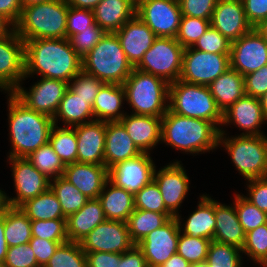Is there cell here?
<instances>
[{
    "label": "cell",
    "instance_id": "obj_1",
    "mask_svg": "<svg viewBox=\"0 0 267 267\" xmlns=\"http://www.w3.org/2000/svg\"><path fill=\"white\" fill-rule=\"evenodd\" d=\"M82 70V59L69 39H31L25 41V77L42 76L70 82Z\"/></svg>",
    "mask_w": 267,
    "mask_h": 267
},
{
    "label": "cell",
    "instance_id": "obj_2",
    "mask_svg": "<svg viewBox=\"0 0 267 267\" xmlns=\"http://www.w3.org/2000/svg\"><path fill=\"white\" fill-rule=\"evenodd\" d=\"M8 94V123L12 144L8 157H27L49 142L54 121L45 114L28 109L12 93Z\"/></svg>",
    "mask_w": 267,
    "mask_h": 267
},
{
    "label": "cell",
    "instance_id": "obj_3",
    "mask_svg": "<svg viewBox=\"0 0 267 267\" xmlns=\"http://www.w3.org/2000/svg\"><path fill=\"white\" fill-rule=\"evenodd\" d=\"M220 129L207 120L177 115L169 109L162 116L161 141L187 154L219 147Z\"/></svg>",
    "mask_w": 267,
    "mask_h": 267
},
{
    "label": "cell",
    "instance_id": "obj_4",
    "mask_svg": "<svg viewBox=\"0 0 267 267\" xmlns=\"http://www.w3.org/2000/svg\"><path fill=\"white\" fill-rule=\"evenodd\" d=\"M68 9L66 0H51L24 7L15 31L24 42L66 38Z\"/></svg>",
    "mask_w": 267,
    "mask_h": 267
},
{
    "label": "cell",
    "instance_id": "obj_5",
    "mask_svg": "<svg viewBox=\"0 0 267 267\" xmlns=\"http://www.w3.org/2000/svg\"><path fill=\"white\" fill-rule=\"evenodd\" d=\"M122 85L132 114L162 117L168 110L169 83L163 78L133 68Z\"/></svg>",
    "mask_w": 267,
    "mask_h": 267
},
{
    "label": "cell",
    "instance_id": "obj_6",
    "mask_svg": "<svg viewBox=\"0 0 267 267\" xmlns=\"http://www.w3.org/2000/svg\"><path fill=\"white\" fill-rule=\"evenodd\" d=\"M82 70L104 83L123 84L133 66L127 60L115 33H105L97 45L82 59Z\"/></svg>",
    "mask_w": 267,
    "mask_h": 267
},
{
    "label": "cell",
    "instance_id": "obj_7",
    "mask_svg": "<svg viewBox=\"0 0 267 267\" xmlns=\"http://www.w3.org/2000/svg\"><path fill=\"white\" fill-rule=\"evenodd\" d=\"M168 109L182 116L213 122L219 129L223 113L208 86L177 80L169 84Z\"/></svg>",
    "mask_w": 267,
    "mask_h": 267
},
{
    "label": "cell",
    "instance_id": "obj_8",
    "mask_svg": "<svg viewBox=\"0 0 267 267\" xmlns=\"http://www.w3.org/2000/svg\"><path fill=\"white\" fill-rule=\"evenodd\" d=\"M222 129L218 145L224 146L239 174L246 180L267 177V136L239 135L229 138Z\"/></svg>",
    "mask_w": 267,
    "mask_h": 267
},
{
    "label": "cell",
    "instance_id": "obj_9",
    "mask_svg": "<svg viewBox=\"0 0 267 267\" xmlns=\"http://www.w3.org/2000/svg\"><path fill=\"white\" fill-rule=\"evenodd\" d=\"M184 47L170 37H156L136 69L163 78L169 84L179 80Z\"/></svg>",
    "mask_w": 267,
    "mask_h": 267
},
{
    "label": "cell",
    "instance_id": "obj_10",
    "mask_svg": "<svg viewBox=\"0 0 267 267\" xmlns=\"http://www.w3.org/2000/svg\"><path fill=\"white\" fill-rule=\"evenodd\" d=\"M229 55L184 48L179 80L208 86L230 68Z\"/></svg>",
    "mask_w": 267,
    "mask_h": 267
},
{
    "label": "cell",
    "instance_id": "obj_11",
    "mask_svg": "<svg viewBox=\"0 0 267 267\" xmlns=\"http://www.w3.org/2000/svg\"><path fill=\"white\" fill-rule=\"evenodd\" d=\"M136 15L156 37L177 36L182 17L177 0H136Z\"/></svg>",
    "mask_w": 267,
    "mask_h": 267
},
{
    "label": "cell",
    "instance_id": "obj_12",
    "mask_svg": "<svg viewBox=\"0 0 267 267\" xmlns=\"http://www.w3.org/2000/svg\"><path fill=\"white\" fill-rule=\"evenodd\" d=\"M69 88V83L62 80L41 78L29 91L19 85L11 93L28 109L45 114L53 119L60 101Z\"/></svg>",
    "mask_w": 267,
    "mask_h": 267
},
{
    "label": "cell",
    "instance_id": "obj_13",
    "mask_svg": "<svg viewBox=\"0 0 267 267\" xmlns=\"http://www.w3.org/2000/svg\"><path fill=\"white\" fill-rule=\"evenodd\" d=\"M25 42L15 29L0 37V88L11 93L25 78Z\"/></svg>",
    "mask_w": 267,
    "mask_h": 267
},
{
    "label": "cell",
    "instance_id": "obj_14",
    "mask_svg": "<svg viewBox=\"0 0 267 267\" xmlns=\"http://www.w3.org/2000/svg\"><path fill=\"white\" fill-rule=\"evenodd\" d=\"M155 169L150 153L142 152L108 169V180L135 195L154 179Z\"/></svg>",
    "mask_w": 267,
    "mask_h": 267
},
{
    "label": "cell",
    "instance_id": "obj_15",
    "mask_svg": "<svg viewBox=\"0 0 267 267\" xmlns=\"http://www.w3.org/2000/svg\"><path fill=\"white\" fill-rule=\"evenodd\" d=\"M84 252L124 253L135 244L132 242L127 223L105 220L97 225L81 242Z\"/></svg>",
    "mask_w": 267,
    "mask_h": 267
},
{
    "label": "cell",
    "instance_id": "obj_16",
    "mask_svg": "<svg viewBox=\"0 0 267 267\" xmlns=\"http://www.w3.org/2000/svg\"><path fill=\"white\" fill-rule=\"evenodd\" d=\"M12 165V175L16 197L9 198L11 207H20L50 188L51 179L36 169L26 157H8Z\"/></svg>",
    "mask_w": 267,
    "mask_h": 267
},
{
    "label": "cell",
    "instance_id": "obj_17",
    "mask_svg": "<svg viewBox=\"0 0 267 267\" xmlns=\"http://www.w3.org/2000/svg\"><path fill=\"white\" fill-rule=\"evenodd\" d=\"M180 226L176 217L145 236L137 246L142 250L148 267H160L177 253Z\"/></svg>",
    "mask_w": 267,
    "mask_h": 267
},
{
    "label": "cell",
    "instance_id": "obj_18",
    "mask_svg": "<svg viewBox=\"0 0 267 267\" xmlns=\"http://www.w3.org/2000/svg\"><path fill=\"white\" fill-rule=\"evenodd\" d=\"M230 68L245 76L267 64V41L253 28L232 42Z\"/></svg>",
    "mask_w": 267,
    "mask_h": 267
},
{
    "label": "cell",
    "instance_id": "obj_19",
    "mask_svg": "<svg viewBox=\"0 0 267 267\" xmlns=\"http://www.w3.org/2000/svg\"><path fill=\"white\" fill-rule=\"evenodd\" d=\"M161 192L166 209L176 217L179 207L189 190V177L180 161L164 166L158 172L155 169L154 179Z\"/></svg>",
    "mask_w": 267,
    "mask_h": 267
},
{
    "label": "cell",
    "instance_id": "obj_20",
    "mask_svg": "<svg viewBox=\"0 0 267 267\" xmlns=\"http://www.w3.org/2000/svg\"><path fill=\"white\" fill-rule=\"evenodd\" d=\"M211 26L230 42L240 39L253 29L247 20L242 0H218L213 10Z\"/></svg>",
    "mask_w": 267,
    "mask_h": 267
},
{
    "label": "cell",
    "instance_id": "obj_21",
    "mask_svg": "<svg viewBox=\"0 0 267 267\" xmlns=\"http://www.w3.org/2000/svg\"><path fill=\"white\" fill-rule=\"evenodd\" d=\"M115 34L133 68L139 64L156 38L154 32L136 14Z\"/></svg>",
    "mask_w": 267,
    "mask_h": 267
},
{
    "label": "cell",
    "instance_id": "obj_22",
    "mask_svg": "<svg viewBox=\"0 0 267 267\" xmlns=\"http://www.w3.org/2000/svg\"><path fill=\"white\" fill-rule=\"evenodd\" d=\"M73 128L77 136V162L105 165L106 122L94 120Z\"/></svg>",
    "mask_w": 267,
    "mask_h": 267
},
{
    "label": "cell",
    "instance_id": "obj_23",
    "mask_svg": "<svg viewBox=\"0 0 267 267\" xmlns=\"http://www.w3.org/2000/svg\"><path fill=\"white\" fill-rule=\"evenodd\" d=\"M266 121L259 98L244 95L223 112L222 125L236 124L245 132L240 135H265L259 128Z\"/></svg>",
    "mask_w": 267,
    "mask_h": 267
},
{
    "label": "cell",
    "instance_id": "obj_24",
    "mask_svg": "<svg viewBox=\"0 0 267 267\" xmlns=\"http://www.w3.org/2000/svg\"><path fill=\"white\" fill-rule=\"evenodd\" d=\"M62 177L89 199H96L108 181L105 165L74 162L65 166Z\"/></svg>",
    "mask_w": 267,
    "mask_h": 267
},
{
    "label": "cell",
    "instance_id": "obj_25",
    "mask_svg": "<svg viewBox=\"0 0 267 267\" xmlns=\"http://www.w3.org/2000/svg\"><path fill=\"white\" fill-rule=\"evenodd\" d=\"M141 152L149 153L161 141L162 117L125 114L119 121Z\"/></svg>",
    "mask_w": 267,
    "mask_h": 267
},
{
    "label": "cell",
    "instance_id": "obj_26",
    "mask_svg": "<svg viewBox=\"0 0 267 267\" xmlns=\"http://www.w3.org/2000/svg\"><path fill=\"white\" fill-rule=\"evenodd\" d=\"M140 153L119 121L106 122L104 161L107 169Z\"/></svg>",
    "mask_w": 267,
    "mask_h": 267
},
{
    "label": "cell",
    "instance_id": "obj_27",
    "mask_svg": "<svg viewBox=\"0 0 267 267\" xmlns=\"http://www.w3.org/2000/svg\"><path fill=\"white\" fill-rule=\"evenodd\" d=\"M106 219L98 198L89 199L76 213L66 218V233L69 241L80 243L97 225Z\"/></svg>",
    "mask_w": 267,
    "mask_h": 267
},
{
    "label": "cell",
    "instance_id": "obj_28",
    "mask_svg": "<svg viewBox=\"0 0 267 267\" xmlns=\"http://www.w3.org/2000/svg\"><path fill=\"white\" fill-rule=\"evenodd\" d=\"M93 12L95 23L105 33H116L136 14V0H102Z\"/></svg>",
    "mask_w": 267,
    "mask_h": 267
},
{
    "label": "cell",
    "instance_id": "obj_29",
    "mask_svg": "<svg viewBox=\"0 0 267 267\" xmlns=\"http://www.w3.org/2000/svg\"><path fill=\"white\" fill-rule=\"evenodd\" d=\"M233 205L227 206L215 201L216 225L213 240L242 249L245 243V232L239 222L235 204Z\"/></svg>",
    "mask_w": 267,
    "mask_h": 267
},
{
    "label": "cell",
    "instance_id": "obj_30",
    "mask_svg": "<svg viewBox=\"0 0 267 267\" xmlns=\"http://www.w3.org/2000/svg\"><path fill=\"white\" fill-rule=\"evenodd\" d=\"M198 203L197 209L183 223L184 228L181 225V216H176L180 226V232L190 236L213 240L216 225L215 200L203 194L200 196Z\"/></svg>",
    "mask_w": 267,
    "mask_h": 267
},
{
    "label": "cell",
    "instance_id": "obj_31",
    "mask_svg": "<svg viewBox=\"0 0 267 267\" xmlns=\"http://www.w3.org/2000/svg\"><path fill=\"white\" fill-rule=\"evenodd\" d=\"M125 99V90L122 84L104 83L93 103L94 119L97 121H120L126 114L120 110Z\"/></svg>",
    "mask_w": 267,
    "mask_h": 267
},
{
    "label": "cell",
    "instance_id": "obj_32",
    "mask_svg": "<svg viewBox=\"0 0 267 267\" xmlns=\"http://www.w3.org/2000/svg\"><path fill=\"white\" fill-rule=\"evenodd\" d=\"M98 199L107 220L126 222L135 209L134 195L123 188L116 187L109 180L105 183Z\"/></svg>",
    "mask_w": 267,
    "mask_h": 267
},
{
    "label": "cell",
    "instance_id": "obj_33",
    "mask_svg": "<svg viewBox=\"0 0 267 267\" xmlns=\"http://www.w3.org/2000/svg\"><path fill=\"white\" fill-rule=\"evenodd\" d=\"M222 113L245 95L244 76L229 68L208 85Z\"/></svg>",
    "mask_w": 267,
    "mask_h": 267
},
{
    "label": "cell",
    "instance_id": "obj_34",
    "mask_svg": "<svg viewBox=\"0 0 267 267\" xmlns=\"http://www.w3.org/2000/svg\"><path fill=\"white\" fill-rule=\"evenodd\" d=\"M93 118V107L68 88L60 101L53 121L54 125H58V120L62 119L64 127H74L76 125L92 122L95 120Z\"/></svg>",
    "mask_w": 267,
    "mask_h": 267
},
{
    "label": "cell",
    "instance_id": "obj_35",
    "mask_svg": "<svg viewBox=\"0 0 267 267\" xmlns=\"http://www.w3.org/2000/svg\"><path fill=\"white\" fill-rule=\"evenodd\" d=\"M172 217L174 216L171 213H158L135 208L126 221L132 242L137 245L145 236L160 228Z\"/></svg>",
    "mask_w": 267,
    "mask_h": 267
},
{
    "label": "cell",
    "instance_id": "obj_36",
    "mask_svg": "<svg viewBox=\"0 0 267 267\" xmlns=\"http://www.w3.org/2000/svg\"><path fill=\"white\" fill-rule=\"evenodd\" d=\"M4 236L8 247L27 244L32 238L31 220L19 207L4 213Z\"/></svg>",
    "mask_w": 267,
    "mask_h": 267
},
{
    "label": "cell",
    "instance_id": "obj_37",
    "mask_svg": "<svg viewBox=\"0 0 267 267\" xmlns=\"http://www.w3.org/2000/svg\"><path fill=\"white\" fill-rule=\"evenodd\" d=\"M19 208H21L30 220L66 218L62 212L59 200L51 188L35 198L29 199Z\"/></svg>",
    "mask_w": 267,
    "mask_h": 267
},
{
    "label": "cell",
    "instance_id": "obj_38",
    "mask_svg": "<svg viewBox=\"0 0 267 267\" xmlns=\"http://www.w3.org/2000/svg\"><path fill=\"white\" fill-rule=\"evenodd\" d=\"M50 188L59 200L62 212L67 218L79 211L89 200L75 185L62 176L51 179Z\"/></svg>",
    "mask_w": 267,
    "mask_h": 267
},
{
    "label": "cell",
    "instance_id": "obj_39",
    "mask_svg": "<svg viewBox=\"0 0 267 267\" xmlns=\"http://www.w3.org/2000/svg\"><path fill=\"white\" fill-rule=\"evenodd\" d=\"M49 143L65 166L77 162V136L73 127L54 125L50 132Z\"/></svg>",
    "mask_w": 267,
    "mask_h": 267
},
{
    "label": "cell",
    "instance_id": "obj_40",
    "mask_svg": "<svg viewBox=\"0 0 267 267\" xmlns=\"http://www.w3.org/2000/svg\"><path fill=\"white\" fill-rule=\"evenodd\" d=\"M26 158L36 169L49 179H54L63 175L65 165L54 152L49 142L30 153Z\"/></svg>",
    "mask_w": 267,
    "mask_h": 267
},
{
    "label": "cell",
    "instance_id": "obj_41",
    "mask_svg": "<svg viewBox=\"0 0 267 267\" xmlns=\"http://www.w3.org/2000/svg\"><path fill=\"white\" fill-rule=\"evenodd\" d=\"M211 241L212 240L190 236L180 232L177 254L181 255L192 266L203 264L206 262Z\"/></svg>",
    "mask_w": 267,
    "mask_h": 267
},
{
    "label": "cell",
    "instance_id": "obj_42",
    "mask_svg": "<svg viewBox=\"0 0 267 267\" xmlns=\"http://www.w3.org/2000/svg\"><path fill=\"white\" fill-rule=\"evenodd\" d=\"M44 267H88L80 243L68 241L58 246Z\"/></svg>",
    "mask_w": 267,
    "mask_h": 267
},
{
    "label": "cell",
    "instance_id": "obj_43",
    "mask_svg": "<svg viewBox=\"0 0 267 267\" xmlns=\"http://www.w3.org/2000/svg\"><path fill=\"white\" fill-rule=\"evenodd\" d=\"M241 252L236 246L212 240L205 263L209 267H242Z\"/></svg>",
    "mask_w": 267,
    "mask_h": 267
},
{
    "label": "cell",
    "instance_id": "obj_44",
    "mask_svg": "<svg viewBox=\"0 0 267 267\" xmlns=\"http://www.w3.org/2000/svg\"><path fill=\"white\" fill-rule=\"evenodd\" d=\"M233 204L245 234L267 223V213L253 205L243 194H236Z\"/></svg>",
    "mask_w": 267,
    "mask_h": 267
},
{
    "label": "cell",
    "instance_id": "obj_45",
    "mask_svg": "<svg viewBox=\"0 0 267 267\" xmlns=\"http://www.w3.org/2000/svg\"><path fill=\"white\" fill-rule=\"evenodd\" d=\"M211 21L190 16H182L175 39L184 47H192L209 29Z\"/></svg>",
    "mask_w": 267,
    "mask_h": 267
},
{
    "label": "cell",
    "instance_id": "obj_46",
    "mask_svg": "<svg viewBox=\"0 0 267 267\" xmlns=\"http://www.w3.org/2000/svg\"><path fill=\"white\" fill-rule=\"evenodd\" d=\"M242 254L259 264L267 256V223L245 234Z\"/></svg>",
    "mask_w": 267,
    "mask_h": 267
},
{
    "label": "cell",
    "instance_id": "obj_47",
    "mask_svg": "<svg viewBox=\"0 0 267 267\" xmlns=\"http://www.w3.org/2000/svg\"><path fill=\"white\" fill-rule=\"evenodd\" d=\"M134 208L158 213H170L164 205L161 192L154 180L134 195Z\"/></svg>",
    "mask_w": 267,
    "mask_h": 267
},
{
    "label": "cell",
    "instance_id": "obj_48",
    "mask_svg": "<svg viewBox=\"0 0 267 267\" xmlns=\"http://www.w3.org/2000/svg\"><path fill=\"white\" fill-rule=\"evenodd\" d=\"M32 237L50 241H69L66 233V218L31 220Z\"/></svg>",
    "mask_w": 267,
    "mask_h": 267
},
{
    "label": "cell",
    "instance_id": "obj_49",
    "mask_svg": "<svg viewBox=\"0 0 267 267\" xmlns=\"http://www.w3.org/2000/svg\"><path fill=\"white\" fill-rule=\"evenodd\" d=\"M73 81V82H72ZM104 84L95 76L81 70L70 82L69 88L80 98L93 106L101 86Z\"/></svg>",
    "mask_w": 267,
    "mask_h": 267
},
{
    "label": "cell",
    "instance_id": "obj_50",
    "mask_svg": "<svg viewBox=\"0 0 267 267\" xmlns=\"http://www.w3.org/2000/svg\"><path fill=\"white\" fill-rule=\"evenodd\" d=\"M231 44L232 42L210 26L192 48L207 53L230 54Z\"/></svg>",
    "mask_w": 267,
    "mask_h": 267
},
{
    "label": "cell",
    "instance_id": "obj_51",
    "mask_svg": "<svg viewBox=\"0 0 267 267\" xmlns=\"http://www.w3.org/2000/svg\"><path fill=\"white\" fill-rule=\"evenodd\" d=\"M105 32L99 26H89L82 33L69 38L73 50L83 59L101 40Z\"/></svg>",
    "mask_w": 267,
    "mask_h": 267
},
{
    "label": "cell",
    "instance_id": "obj_52",
    "mask_svg": "<svg viewBox=\"0 0 267 267\" xmlns=\"http://www.w3.org/2000/svg\"><path fill=\"white\" fill-rule=\"evenodd\" d=\"M89 26H98L95 23L94 12L69 6L67 13L66 38L82 33Z\"/></svg>",
    "mask_w": 267,
    "mask_h": 267
},
{
    "label": "cell",
    "instance_id": "obj_53",
    "mask_svg": "<svg viewBox=\"0 0 267 267\" xmlns=\"http://www.w3.org/2000/svg\"><path fill=\"white\" fill-rule=\"evenodd\" d=\"M5 267H40L29 243L8 247Z\"/></svg>",
    "mask_w": 267,
    "mask_h": 267
},
{
    "label": "cell",
    "instance_id": "obj_54",
    "mask_svg": "<svg viewBox=\"0 0 267 267\" xmlns=\"http://www.w3.org/2000/svg\"><path fill=\"white\" fill-rule=\"evenodd\" d=\"M218 0H179L182 16L210 20Z\"/></svg>",
    "mask_w": 267,
    "mask_h": 267
},
{
    "label": "cell",
    "instance_id": "obj_55",
    "mask_svg": "<svg viewBox=\"0 0 267 267\" xmlns=\"http://www.w3.org/2000/svg\"><path fill=\"white\" fill-rule=\"evenodd\" d=\"M245 95L260 98L267 92V64L244 76Z\"/></svg>",
    "mask_w": 267,
    "mask_h": 267
},
{
    "label": "cell",
    "instance_id": "obj_56",
    "mask_svg": "<svg viewBox=\"0 0 267 267\" xmlns=\"http://www.w3.org/2000/svg\"><path fill=\"white\" fill-rule=\"evenodd\" d=\"M248 183L246 189L249 193L245 198L267 213V177L249 179Z\"/></svg>",
    "mask_w": 267,
    "mask_h": 267
},
{
    "label": "cell",
    "instance_id": "obj_57",
    "mask_svg": "<svg viewBox=\"0 0 267 267\" xmlns=\"http://www.w3.org/2000/svg\"><path fill=\"white\" fill-rule=\"evenodd\" d=\"M65 242L68 241H50L43 238L32 237L29 244L33 249L38 265L44 267L55 253L58 246Z\"/></svg>",
    "mask_w": 267,
    "mask_h": 267
},
{
    "label": "cell",
    "instance_id": "obj_58",
    "mask_svg": "<svg viewBox=\"0 0 267 267\" xmlns=\"http://www.w3.org/2000/svg\"><path fill=\"white\" fill-rule=\"evenodd\" d=\"M247 20L254 28L267 19V0H242Z\"/></svg>",
    "mask_w": 267,
    "mask_h": 267
},
{
    "label": "cell",
    "instance_id": "obj_59",
    "mask_svg": "<svg viewBox=\"0 0 267 267\" xmlns=\"http://www.w3.org/2000/svg\"><path fill=\"white\" fill-rule=\"evenodd\" d=\"M88 267H118L121 254L111 252H85Z\"/></svg>",
    "mask_w": 267,
    "mask_h": 267
},
{
    "label": "cell",
    "instance_id": "obj_60",
    "mask_svg": "<svg viewBox=\"0 0 267 267\" xmlns=\"http://www.w3.org/2000/svg\"><path fill=\"white\" fill-rule=\"evenodd\" d=\"M118 267H148L142 250L134 245L130 250L121 254Z\"/></svg>",
    "mask_w": 267,
    "mask_h": 267
},
{
    "label": "cell",
    "instance_id": "obj_61",
    "mask_svg": "<svg viewBox=\"0 0 267 267\" xmlns=\"http://www.w3.org/2000/svg\"><path fill=\"white\" fill-rule=\"evenodd\" d=\"M22 5L20 0H0V14L7 18L14 26L20 19Z\"/></svg>",
    "mask_w": 267,
    "mask_h": 267
},
{
    "label": "cell",
    "instance_id": "obj_62",
    "mask_svg": "<svg viewBox=\"0 0 267 267\" xmlns=\"http://www.w3.org/2000/svg\"><path fill=\"white\" fill-rule=\"evenodd\" d=\"M101 1L102 0H66L69 6L92 11Z\"/></svg>",
    "mask_w": 267,
    "mask_h": 267
},
{
    "label": "cell",
    "instance_id": "obj_63",
    "mask_svg": "<svg viewBox=\"0 0 267 267\" xmlns=\"http://www.w3.org/2000/svg\"><path fill=\"white\" fill-rule=\"evenodd\" d=\"M160 267H194L188 261H186L181 255H172L165 263Z\"/></svg>",
    "mask_w": 267,
    "mask_h": 267
},
{
    "label": "cell",
    "instance_id": "obj_64",
    "mask_svg": "<svg viewBox=\"0 0 267 267\" xmlns=\"http://www.w3.org/2000/svg\"><path fill=\"white\" fill-rule=\"evenodd\" d=\"M8 245L4 236V214L0 216V263H4Z\"/></svg>",
    "mask_w": 267,
    "mask_h": 267
},
{
    "label": "cell",
    "instance_id": "obj_65",
    "mask_svg": "<svg viewBox=\"0 0 267 267\" xmlns=\"http://www.w3.org/2000/svg\"><path fill=\"white\" fill-rule=\"evenodd\" d=\"M14 29L15 26L0 14V37L9 35Z\"/></svg>",
    "mask_w": 267,
    "mask_h": 267
},
{
    "label": "cell",
    "instance_id": "obj_66",
    "mask_svg": "<svg viewBox=\"0 0 267 267\" xmlns=\"http://www.w3.org/2000/svg\"><path fill=\"white\" fill-rule=\"evenodd\" d=\"M10 207L8 202V195L0 190V216H2Z\"/></svg>",
    "mask_w": 267,
    "mask_h": 267
},
{
    "label": "cell",
    "instance_id": "obj_67",
    "mask_svg": "<svg viewBox=\"0 0 267 267\" xmlns=\"http://www.w3.org/2000/svg\"><path fill=\"white\" fill-rule=\"evenodd\" d=\"M254 29L267 41V19L261 21Z\"/></svg>",
    "mask_w": 267,
    "mask_h": 267
},
{
    "label": "cell",
    "instance_id": "obj_68",
    "mask_svg": "<svg viewBox=\"0 0 267 267\" xmlns=\"http://www.w3.org/2000/svg\"><path fill=\"white\" fill-rule=\"evenodd\" d=\"M47 1H51V0H20L22 8L35 5V4L44 3Z\"/></svg>",
    "mask_w": 267,
    "mask_h": 267
},
{
    "label": "cell",
    "instance_id": "obj_69",
    "mask_svg": "<svg viewBox=\"0 0 267 267\" xmlns=\"http://www.w3.org/2000/svg\"><path fill=\"white\" fill-rule=\"evenodd\" d=\"M260 104H261V108L263 110V113L265 115V117L267 118V92L265 94H263L260 98H259Z\"/></svg>",
    "mask_w": 267,
    "mask_h": 267
},
{
    "label": "cell",
    "instance_id": "obj_70",
    "mask_svg": "<svg viewBox=\"0 0 267 267\" xmlns=\"http://www.w3.org/2000/svg\"><path fill=\"white\" fill-rule=\"evenodd\" d=\"M262 267H267V256L259 263Z\"/></svg>",
    "mask_w": 267,
    "mask_h": 267
},
{
    "label": "cell",
    "instance_id": "obj_71",
    "mask_svg": "<svg viewBox=\"0 0 267 267\" xmlns=\"http://www.w3.org/2000/svg\"><path fill=\"white\" fill-rule=\"evenodd\" d=\"M194 267H209L206 263L200 264V265H196Z\"/></svg>",
    "mask_w": 267,
    "mask_h": 267
},
{
    "label": "cell",
    "instance_id": "obj_72",
    "mask_svg": "<svg viewBox=\"0 0 267 267\" xmlns=\"http://www.w3.org/2000/svg\"><path fill=\"white\" fill-rule=\"evenodd\" d=\"M0 267H5L4 263H0Z\"/></svg>",
    "mask_w": 267,
    "mask_h": 267
}]
</instances>
